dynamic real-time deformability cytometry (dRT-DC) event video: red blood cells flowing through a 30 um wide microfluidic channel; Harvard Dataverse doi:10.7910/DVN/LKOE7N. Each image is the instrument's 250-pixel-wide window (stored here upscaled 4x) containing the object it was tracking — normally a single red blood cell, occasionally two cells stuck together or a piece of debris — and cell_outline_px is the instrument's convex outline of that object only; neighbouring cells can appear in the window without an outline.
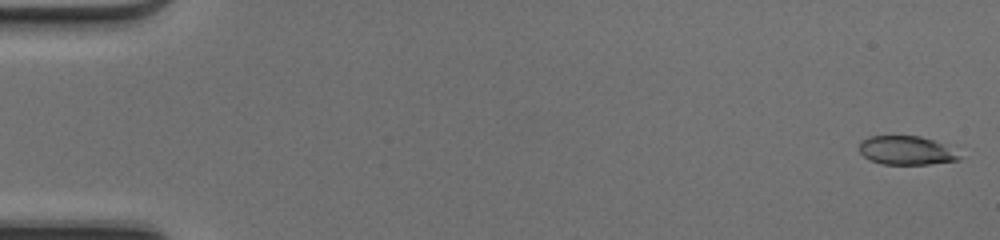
{"species": "common noctule bat (a hibernating species)", "species_latin": "Nyctalus noctula", "temperature_condition": "cold", "stored_images_in_passage": 49, "camera_frame_rate_fps": 3000, "um_per_image_px": 0.085, "animal": {"sex": "female", "body_mass_g": 17.0, "forearm_length_mm": 48.0}, "frame": {"image": 1, "passage_image": 1, "time_ms": 0.0, "image_size_px": [1000, 240], "cell_outline_px": [[960, 160], [928, 164], [884, 164], [868, 160], [860, 152], [860, 140], [868, 136], [920, 136], [932, 140], [940, 144], [960, 156]], "centroid_in_image_um": [76.94, 12.79], "position_along_channel_um": 8.1, "area_um2": 16.42}}
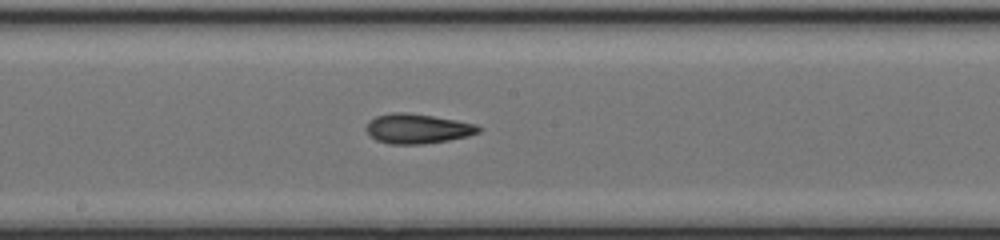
{"frame": {"image": 2, "passage_image": 27, "time_ms": 8.667, "image_size_px": [1000, 240], "cell_outline_px": [[484, 128], [480, 132], [468, 136], [448, 140], [424, 144], [388, 144], [376, 140], [364, 128], [368, 120], [376, 116], [392, 112], [408, 112], [456, 120], [476, 124]], "centroid_in_image_um": [35.48, 10.93], "position_along_channel_um": 212.7, "area_um2": 19.65}}
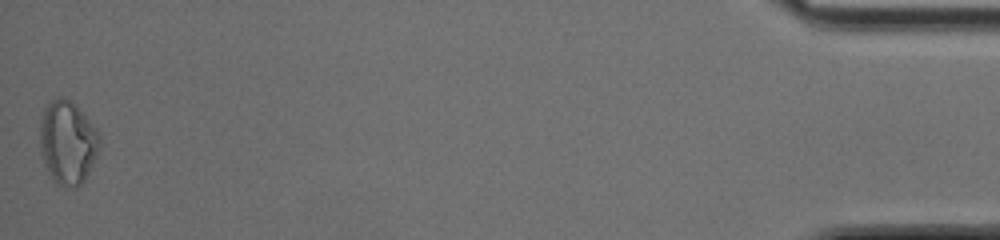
{"frame": {"image": 3, "passage_image": 49, "time_ms": 16.0, "image_size_px": [1000, 240], "cell_outline_px": [[100, 148], [84, 180], [76, 188], [72, 188], [56, 184], [44, 164], [40, 152], [40, 116], [44, 104], [60, 96], [64, 96], [72, 100], [96, 128], [100, 136]], "centroid_in_image_um": [5.73, 12.06], "position_along_channel_um": 429.5, "area_um2": 29.42}, "authors_computed_cell_mechanics": {"area_um2": 18.9006, "velocity_mm_per_s": 4.2471, "shape_relaxation_time_tau1_ms": 4.6456, "shape_relaxation_time_tau2_ms": 2.6515, "deformation_change_tau1": 0.1641, "deformation_change_tau2": 0.0974}}